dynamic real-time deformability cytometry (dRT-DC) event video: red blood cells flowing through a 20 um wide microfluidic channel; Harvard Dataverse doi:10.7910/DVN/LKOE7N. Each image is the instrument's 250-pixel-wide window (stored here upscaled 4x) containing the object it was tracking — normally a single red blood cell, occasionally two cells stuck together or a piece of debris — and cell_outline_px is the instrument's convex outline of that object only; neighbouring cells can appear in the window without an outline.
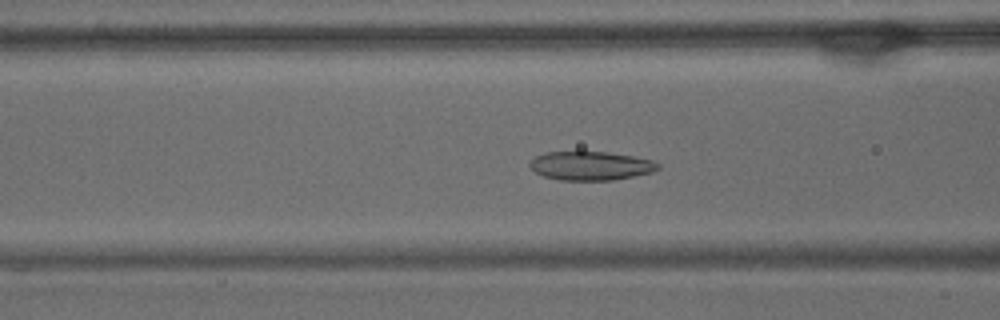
{"species": "common noctule bat (a hibernating species)", "species_latin": "Nyctalus noctula", "temperature_condition": "warm", "stored_images_in_passage": 55, "camera_frame_rate_fps": 3000, "um_per_image_px": 0.085, "animal": {"sex": "male", "body_mass_g": 15.6}, "frame": {"image": 1, "passage_image": 21, "time_ms": 6.667, "image_size_px": [1000, 320], "cell_outline_px": [[660, 168], [652, 172], [612, 180], [560, 180], [544, 176], [536, 172], [528, 164], [536, 156], [548, 152], [604, 152], [632, 156], [652, 160], [660, 164]], "centroid_in_image_um": [50.22, 14.09], "position_along_channel_um": 116.4, "area_um2": 21.21}}
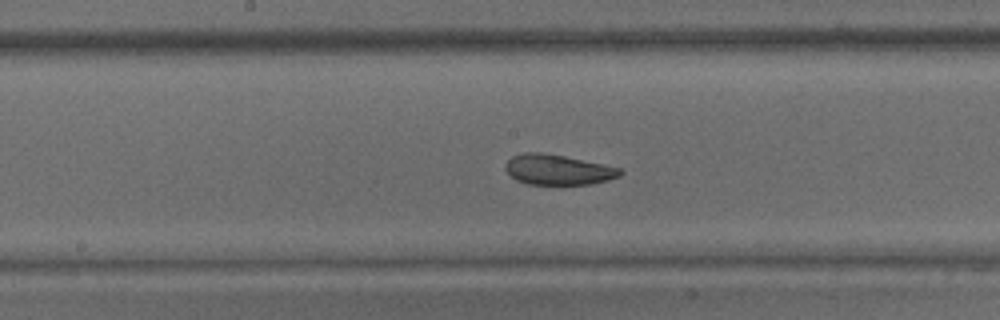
{"frame": {"image": 2, "passage_image": 28, "time_ms": 9.0, "image_size_px": [1000, 320], "cell_outline_px": [[624, 172], [620, 176], [608, 180], [592, 184], [528, 184], [516, 180], [504, 168], [504, 164], [512, 156], [524, 152], [540, 152], [564, 156], [620, 168]], "centroid_in_image_um": [47.41, 14.42], "position_along_channel_um": 200.8, "area_um2": 20.11}}
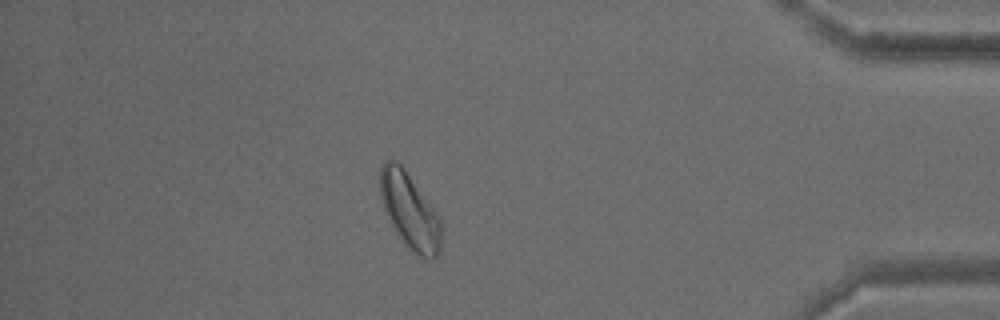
{"frame": {"image": 3, "passage_image": 48, "time_ms": 15.667, "image_size_px": [1000, 320], "cell_outline_px": [[440, 248], [436, 256], [432, 260], [428, 260], [420, 256], [400, 236], [392, 224], [384, 208], [380, 196], [380, 168], [384, 160], [396, 160], [404, 168], [440, 216]], "centroid_in_image_um": [34.82, 17.87], "position_along_channel_um": 400.4, "area_um2": 26.3}, "authors_computed_cell_mechanics": {"area_um2": 23.9292, "velocity_mm_per_s": 3.6179, "shape_relaxation_time_tau1_ms": 5.1885, "shape_relaxation_time_tau2_ms": 3.8084, "deformation_change_tau1": 0.1217, "deformation_change_tau2": 0.0748}}